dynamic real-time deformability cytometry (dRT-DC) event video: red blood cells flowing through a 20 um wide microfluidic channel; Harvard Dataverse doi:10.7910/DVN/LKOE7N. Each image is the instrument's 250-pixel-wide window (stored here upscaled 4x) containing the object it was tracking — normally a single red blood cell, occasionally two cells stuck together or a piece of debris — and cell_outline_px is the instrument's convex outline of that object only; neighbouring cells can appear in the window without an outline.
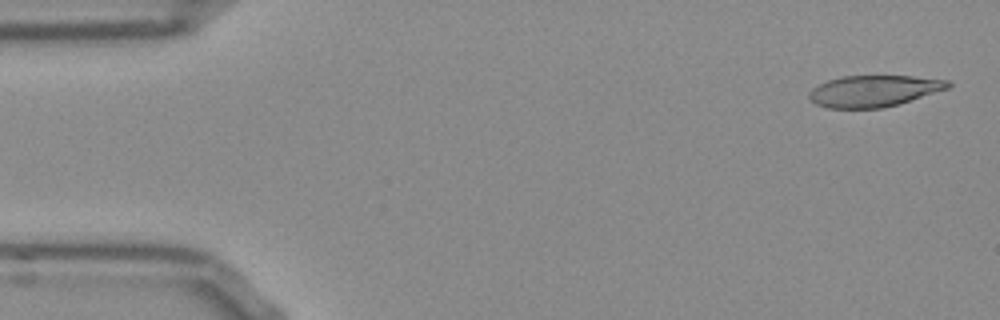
{"species": "Egyptian fruit bat (a non-hibernating species)", "species_latin": "Rousettus aegyptiacus", "temperature_condition": "room temperature", "stored_images_in_passage": 13, "camera_frame_rate_fps": 3000, "um_per_image_px": 0.085, "frame": {"image": 1, "passage_image": 2, "time_ms": 0.333, "image_size_px": [1000, 320], "cell_outline_px": [[952, 84], [948, 88], [900, 104], [884, 108], [828, 108], [816, 104], [808, 96], [808, 92], [812, 88], [828, 80], [840, 76], [912, 76], [948, 80]], "centroid_in_image_um": [74.27, 7.73], "position_along_channel_um": 10.7, "area_um2": 25.43}}